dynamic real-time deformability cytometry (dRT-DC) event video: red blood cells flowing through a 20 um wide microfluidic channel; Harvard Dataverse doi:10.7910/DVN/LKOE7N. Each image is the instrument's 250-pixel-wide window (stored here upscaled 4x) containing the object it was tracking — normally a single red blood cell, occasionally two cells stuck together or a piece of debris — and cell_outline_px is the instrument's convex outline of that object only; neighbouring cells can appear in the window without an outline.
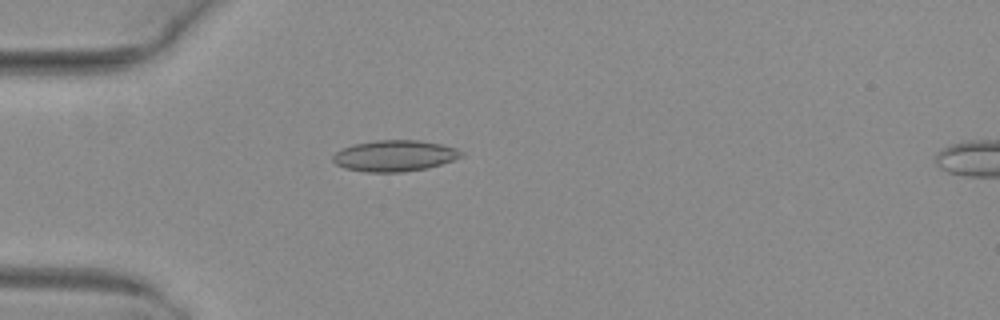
{"species": "common noctule bat (a hibernating species)", "species_latin": "Nyctalus noctula", "temperature_condition": "warm", "stored_images_in_passage": 37, "camera_frame_rate_fps": 3000, "um_per_image_px": 0.085, "animal": {"sex": "female", "body_mass_g": 29.2, "forearm_length_mm": 56.3}, "frame": {"image": 1, "passage_image": 1, "time_ms": 0.0, "image_size_px": [1000, 320], "cell_outline_px": [[464, 156], [428, 168], [400, 172], [368, 172], [344, 168], [336, 164], [332, 160], [332, 156], [336, 152], [344, 148], [356, 144], [376, 140], [420, 140], [440, 144], [456, 148], [464, 152]], "centroid_in_image_um": [33.56, 13.24], "position_along_channel_um": 51.4, "area_um2": 23.18}}
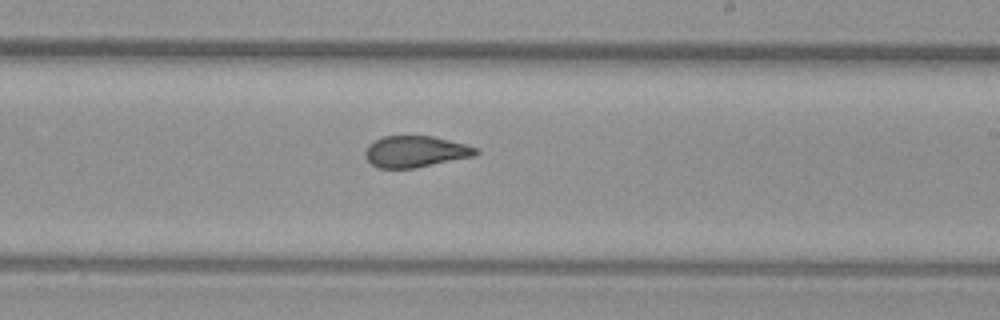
{"frame": {"image": 2, "passage_image": 17, "time_ms": 5.333, "image_size_px": [1000, 320], "cell_outline_px": [[480, 152], [476, 156], [416, 168], [376, 168], [364, 156], [364, 152], [368, 144], [384, 136], [432, 136], [468, 144], [480, 148]], "centroid_in_image_um": [35.37, 12.89], "position_along_channel_um": 253.6, "area_um2": 20.58}}
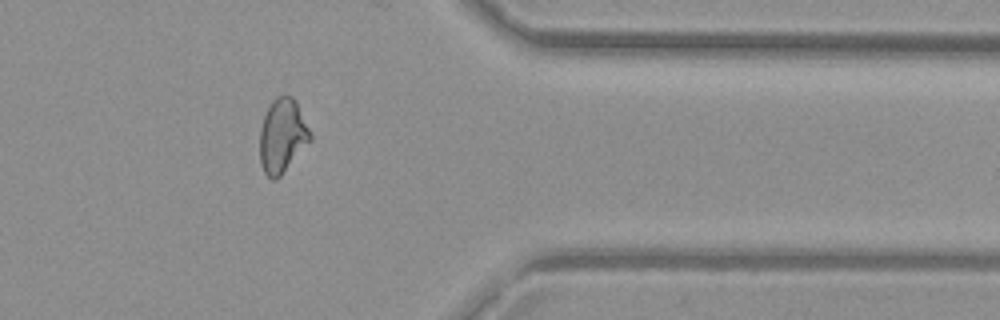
{"frame": {"image": 3, "passage_image": 28, "time_ms": 9.0, "image_size_px": [1000, 320], "cell_outline_px": [[312, 140], [280, 176], [276, 180], [272, 180], [264, 172], [260, 164], [260, 128], [264, 116], [272, 100], [276, 96], [284, 92], [292, 96], [296, 100], [312, 136]], "centroid_in_image_um": [24.0, 11.51], "position_along_channel_um": 387.4, "area_um2": 21.96}, "authors_computed_cell_mechanics": {"area_um2": 21.3282, "velocity_mm_per_s": 4.0449, "shape_relaxation_time_tau1_ms": 8.9048, "shape_relaxation_time_tau2_ms": 1.6601, "deformation_change_tau1": 0.2118, "deformation_change_tau2": 0.0671}}